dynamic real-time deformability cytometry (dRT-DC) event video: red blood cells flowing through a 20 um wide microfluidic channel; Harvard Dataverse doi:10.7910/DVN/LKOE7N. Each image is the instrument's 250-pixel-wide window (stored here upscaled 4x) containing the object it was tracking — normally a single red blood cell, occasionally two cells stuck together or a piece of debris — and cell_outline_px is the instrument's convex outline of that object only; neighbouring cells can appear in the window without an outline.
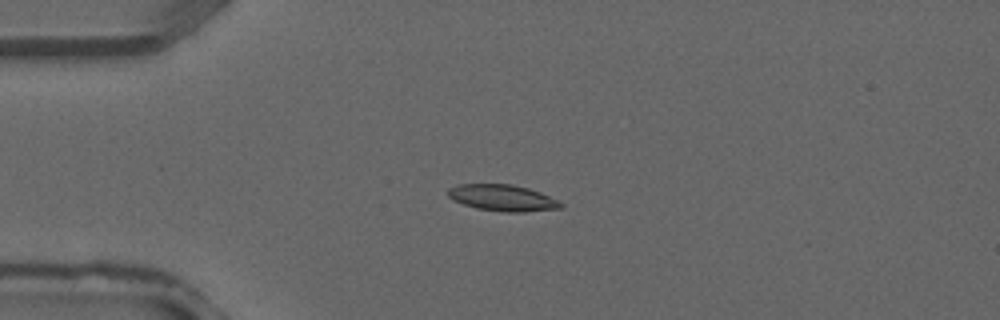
{"species": "common noctule bat (a hibernating species)", "species_latin": "Nyctalus noctula", "temperature_condition": "warm", "stored_images_in_passage": 38, "camera_frame_rate_fps": 3000, "um_per_image_px": 0.085, "animal": {"sex": "male", "forearm_length_mm": 52.5}, "frame": {"image": 1, "passage_image": 10, "time_ms": 3.0, "image_size_px": [1000, 320], "cell_outline_px": [[564, 204], [560, 208], [524, 212], [504, 212], [476, 208], [452, 200], [448, 196], [448, 188], [460, 184], [512, 184], [528, 188], [540, 192], [560, 200]], "centroid_in_image_um": [42.73, 16.82], "position_along_channel_um": 42.3, "area_um2": 17.4}}
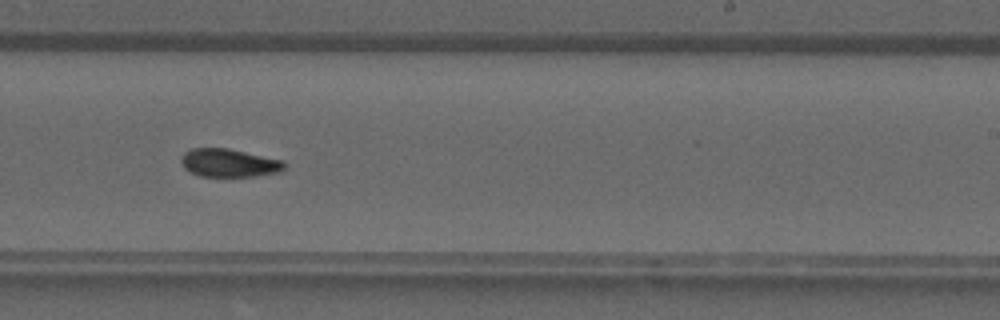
{"frame": {"image": 2, "passage_image": 24, "time_ms": 7.667, "image_size_px": [1000, 320], "cell_outline_px": [[288, 164], [280, 172], [252, 176], [200, 176], [184, 168], [180, 160], [184, 152], [192, 148], [228, 148], [284, 160]], "centroid_in_image_um": [19.49, 13.84], "position_along_channel_um": 269.5, "area_um2": 16.99}}
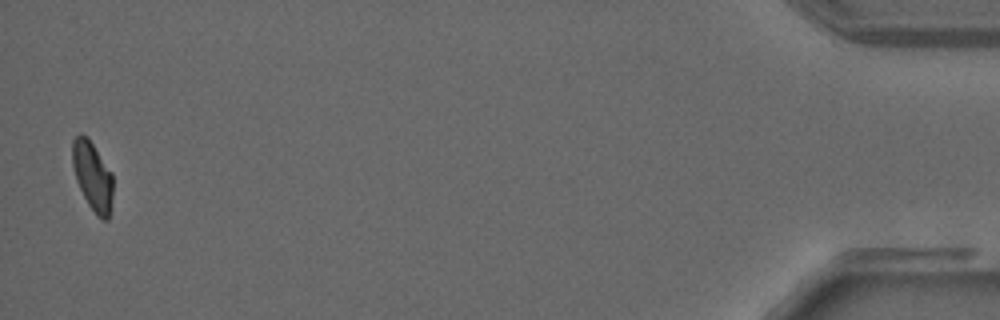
{"frame": {"image": 3, "passage_image": 38, "time_ms": 12.333, "image_size_px": [1000, 320], "cell_outline_px": [[112, 196], [108, 220], [104, 220], [96, 216], [88, 204], [76, 180], [72, 164], [72, 140], [80, 132], [88, 136], [112, 172]], "centroid_in_image_um": [7.85, 14.92], "position_along_channel_um": 427.3, "area_um2": 16.42}}